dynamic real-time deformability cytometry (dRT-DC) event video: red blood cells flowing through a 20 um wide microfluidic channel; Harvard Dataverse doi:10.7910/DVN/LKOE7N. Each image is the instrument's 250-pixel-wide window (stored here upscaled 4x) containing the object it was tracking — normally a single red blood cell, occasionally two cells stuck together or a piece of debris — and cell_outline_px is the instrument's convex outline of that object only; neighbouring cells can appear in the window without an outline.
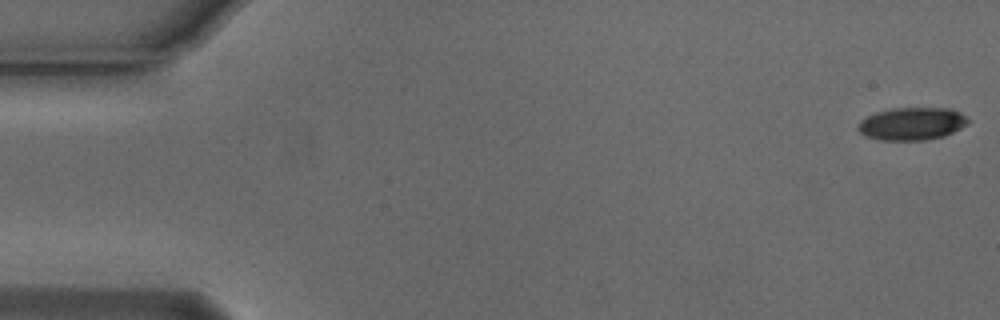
{"species": "Egyptian fruit bat (a non-hibernating species)", "species_latin": "Rousettus aegyptiacus", "temperature_condition": "cold", "stored_images_in_passage": 54, "camera_frame_rate_fps": 3000, "um_per_image_px": 0.085, "animal": {"sex": "male"}, "frame": {"image": 1, "passage_image": 1, "time_ms": 0.0, "image_size_px": [1000, 320], "cell_outline_px": [[968, 124], [944, 136], [924, 140], [880, 140], [864, 136], [856, 128], [860, 120], [876, 112], [892, 108], [952, 108], [960, 112], [968, 120]], "centroid_in_image_um": [77.48, 10.52], "position_along_channel_um": 7.5, "area_um2": 20.98}}
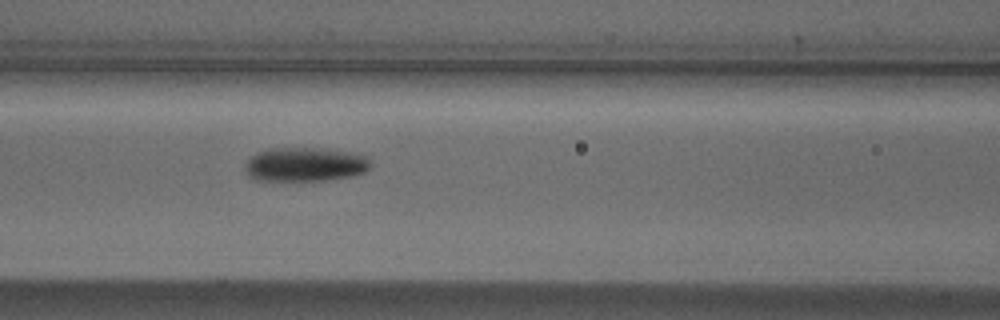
{"frame": {"image": 2, "passage_image": 23, "time_ms": 7.333, "image_size_px": [1000, 320], "cell_outline_px": [[372, 164], [364, 172], [352, 176], [324, 180], [256, 180], [248, 176], [244, 168], [244, 164], [256, 152], [268, 148], [320, 148], [348, 152], [368, 156]], "centroid_in_image_um": [25.91, 13.97], "position_along_channel_um": 140.7, "area_um2": 24.97}}
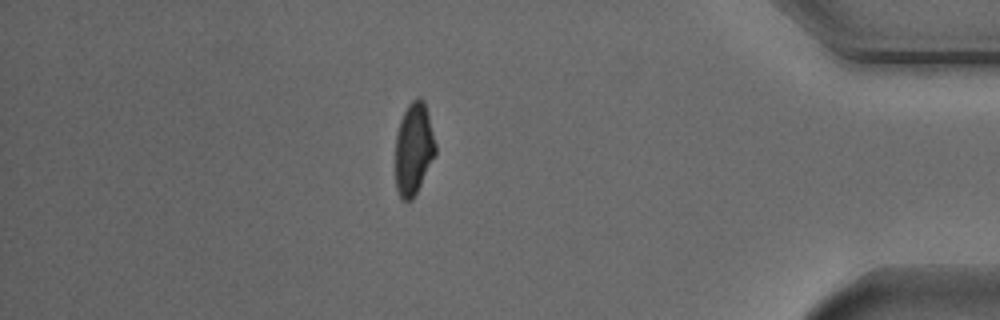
{"frame": {"image": 3, "passage_image": 47, "time_ms": 15.333, "image_size_px": [1000, 320], "cell_outline_px": [[436, 152], [412, 200], [400, 200], [396, 188], [396, 136], [400, 120], [408, 104], [416, 96], [420, 96], [424, 100], [436, 144]], "centroid_in_image_um": [35.15, 12.62], "position_along_channel_um": 400.1, "area_um2": 21.33}, "authors_computed_cell_mechanics": {"area_um2": 22.8021, "velocity_mm_per_s": 3.7717, "shape_relaxation_time_tau1_ms": 4.292, "shape_relaxation_time_tau2_ms": 4.8918, "deformation_change_tau1": 0.1342, "deformation_change_tau2": 0.1032}}